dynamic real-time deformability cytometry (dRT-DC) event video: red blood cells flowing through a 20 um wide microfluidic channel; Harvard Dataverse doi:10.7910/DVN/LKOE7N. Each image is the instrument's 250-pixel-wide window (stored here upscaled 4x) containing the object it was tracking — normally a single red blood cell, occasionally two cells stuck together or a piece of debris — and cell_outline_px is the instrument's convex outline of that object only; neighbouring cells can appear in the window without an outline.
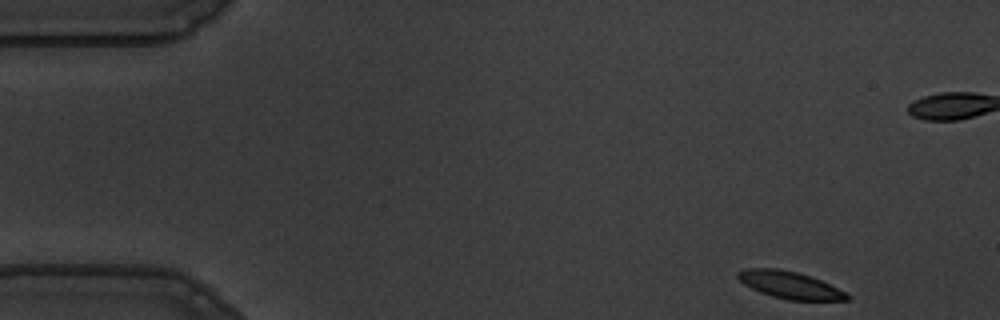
{"species": "common noctule bat (a hibernating species)", "species_latin": "Nyctalus noctula", "temperature_condition": "warm", "stored_images_in_passage": 52, "camera_frame_rate_fps": 3000, "um_per_image_px": 0.085, "animal": {"sex": "male", "body_mass_g": 19.5, "forearm_length_mm": 54.6}, "frame": {"image": 1, "passage_image": 1, "time_ms": 0.0, "image_size_px": [1000, 320], "cell_outline_px": [[848, 300], [788, 300], [772, 296], [760, 292], [744, 284], [736, 276], [736, 272], [744, 268], [780, 268], [812, 276], [844, 292], [848, 296]], "centroid_in_image_um": [67.06, 24.2], "position_along_channel_um": 17.9, "area_um2": 17.11}}
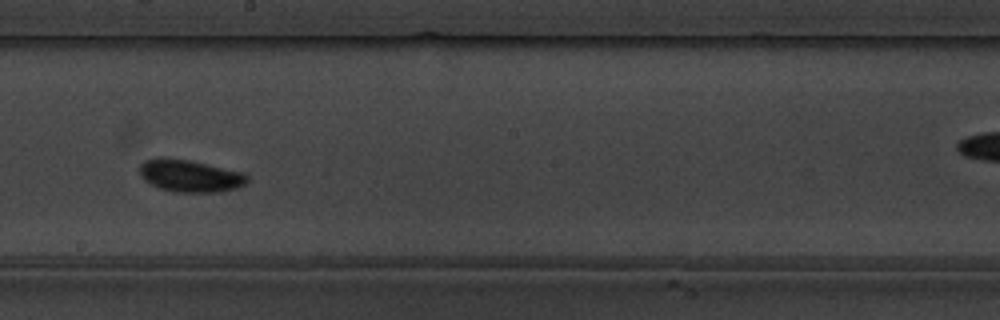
{"frame": {"image": 2, "passage_image": 27, "time_ms": 8.667, "image_size_px": [1000, 320], "cell_outline_px": [[248, 180], [244, 184], [236, 188], [220, 192], [172, 192], [160, 188], [144, 180], [140, 176], [140, 164], [144, 160], [160, 156], [188, 160], [244, 172], [248, 176]], "centroid_in_image_um": [16.13, 14.94], "position_along_channel_um": 232.1, "area_um2": 20.35}}
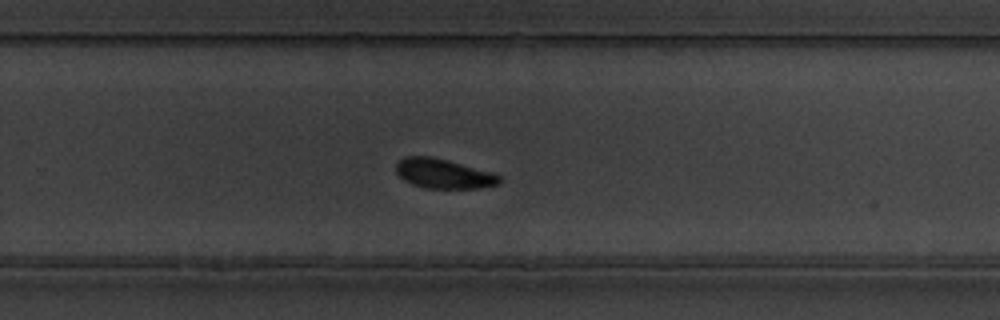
{"frame": {"image": 3, "passage_image": 32, "time_ms": 10.333, "image_size_px": [1000, 320], "cell_outline_px": [[504, 180], [500, 184], [480, 188], [424, 188], [412, 184], [404, 180], [396, 172], [396, 164], [404, 156], [432, 156], [496, 172]], "centroid_in_image_um": [37.77, 14.76], "position_along_channel_um": 292.0, "area_um2": 18.21}, "authors_computed_cell_mechanics": {"area_um2": 18.207, "velocity_mm_per_s": 3.6139, "shape_relaxation_time_tau1_ms": 5.582, "shape_relaxation_time_tau2_ms": 2.0412, "deformation_change_tau1": 0.1793, "deformation_change_tau2": 0.0674}}